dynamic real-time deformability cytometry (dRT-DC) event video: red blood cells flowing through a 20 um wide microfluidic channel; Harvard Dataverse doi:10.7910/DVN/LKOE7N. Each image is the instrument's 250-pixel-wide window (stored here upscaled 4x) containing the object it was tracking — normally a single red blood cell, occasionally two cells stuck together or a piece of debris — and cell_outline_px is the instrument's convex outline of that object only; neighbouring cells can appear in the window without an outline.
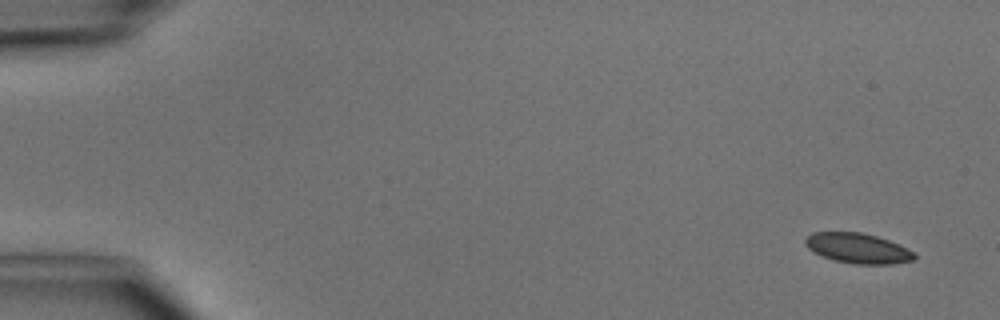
{"species": "common noctule bat (a hibernating species)", "species_latin": "Nyctalus noctula", "temperature_condition": "cold", "stored_images_in_passage": 6, "camera_frame_rate_fps": 3000, "um_per_image_px": 0.085, "animal": {"sex": "male", "body_mass_g": 15.6}, "frame": {"image": 1, "passage_image": 1, "time_ms": 0.0, "image_size_px": [1000, 320], "cell_outline_px": [[916, 260], [892, 264], [852, 264], [836, 260], [824, 256], [808, 248], [804, 244], [804, 240], [812, 232], [860, 232], [876, 236], [900, 244], [916, 252]], "centroid_in_image_um": [72.98, 21.1], "position_along_channel_um": 12.0, "area_um2": 19.19}}
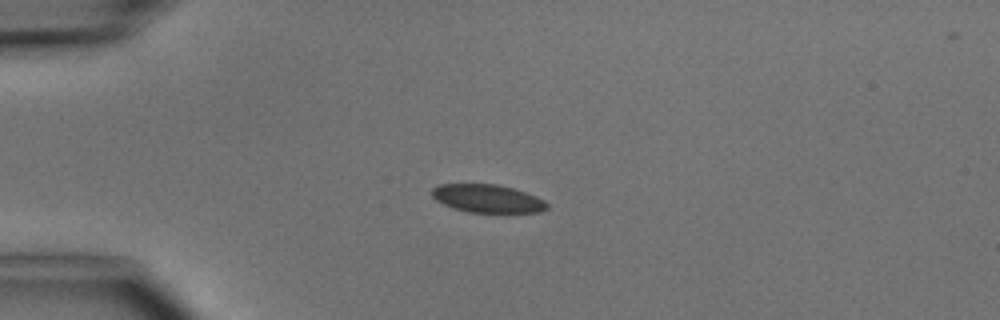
{"frame": {"image": 2, "passage_image": 4, "time_ms": 3.333, "image_size_px": [1000, 320], "cell_outline_px": [[548, 208], [540, 212], [468, 212], [452, 208], [436, 200], [432, 196], [432, 188], [436, 184], [496, 184], [512, 188], [536, 196], [544, 200], [548, 204]], "centroid_in_image_um": [41.41, 16.87], "position_along_channel_um": 43.6, "area_um2": 18.79}}